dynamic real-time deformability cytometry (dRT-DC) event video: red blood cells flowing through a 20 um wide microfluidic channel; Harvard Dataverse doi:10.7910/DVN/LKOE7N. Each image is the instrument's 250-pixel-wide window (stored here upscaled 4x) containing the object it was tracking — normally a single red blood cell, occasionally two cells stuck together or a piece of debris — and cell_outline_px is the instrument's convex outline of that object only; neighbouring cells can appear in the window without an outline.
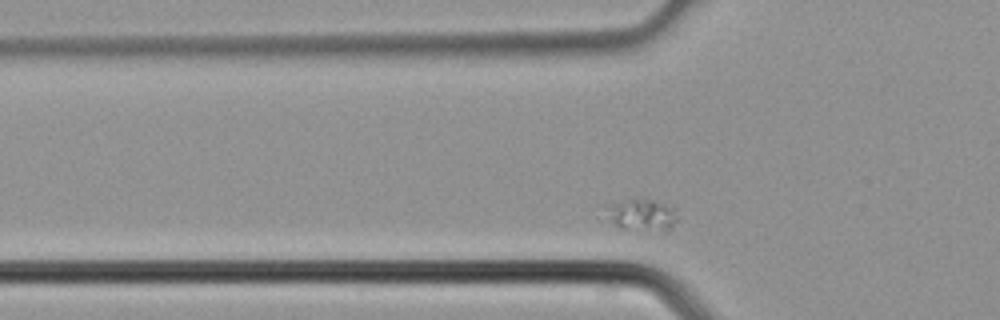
{"species": "common noctule bat (a hibernating species)", "species_latin": "Nyctalus noctula", "temperature_condition": "cold", "stored_images_in_passage": 5, "camera_frame_rate_fps": 3000, "um_per_image_px": 0.085, "animal": {"sex": "male", "body_mass_g": 21.5, "forearm_length_mm": 52.0}, "frame": {"image": 1, "passage_image": 5, "time_ms": 1.333, "image_size_px": [1000, 320], "cell_outline_px": [[680, 216], [664, 232], [620, 228], [612, 220], [612, 204], [636, 196], [644, 196], [664, 204], [672, 208]], "centroid_in_image_um": [54.68, 18.24], "position_along_channel_um": 71.1, "area_um2": 12.89}}